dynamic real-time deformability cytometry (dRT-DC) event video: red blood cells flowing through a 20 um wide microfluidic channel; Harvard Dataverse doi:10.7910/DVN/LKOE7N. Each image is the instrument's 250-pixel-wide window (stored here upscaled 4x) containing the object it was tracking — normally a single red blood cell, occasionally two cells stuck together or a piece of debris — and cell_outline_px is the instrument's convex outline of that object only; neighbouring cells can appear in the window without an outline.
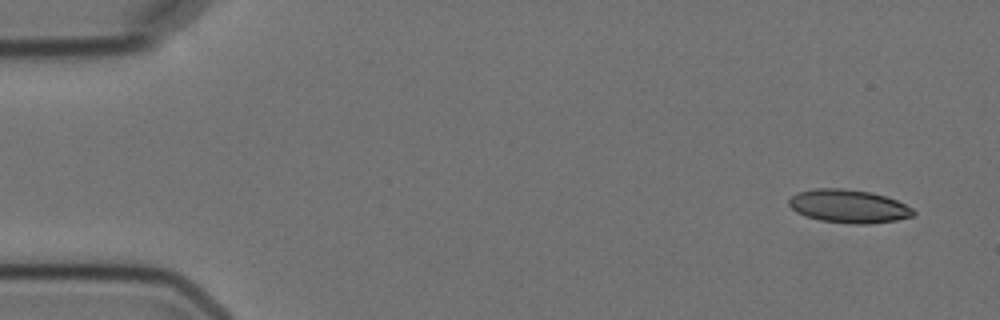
{"species": "Egyptian fruit bat (a non-hibernating species)", "species_latin": "Rousettus aegyptiacus", "temperature_condition": "cold", "stored_images_in_passage": 3, "camera_frame_rate_fps": 3000, "um_per_image_px": 0.085, "animal": {"sex": "female"}, "frame": {"image": 1, "passage_image": 1, "time_ms": 0.0, "image_size_px": [1000, 320], "cell_outline_px": [[916, 212], [912, 216], [896, 220], [868, 224], [852, 224], [820, 220], [796, 212], [788, 204], [788, 200], [796, 192], [816, 188], [844, 188], [872, 192], [896, 200], [912, 208]], "centroid_in_image_um": [72.12, 17.52], "position_along_channel_um": 12.9, "area_um2": 24.1}}